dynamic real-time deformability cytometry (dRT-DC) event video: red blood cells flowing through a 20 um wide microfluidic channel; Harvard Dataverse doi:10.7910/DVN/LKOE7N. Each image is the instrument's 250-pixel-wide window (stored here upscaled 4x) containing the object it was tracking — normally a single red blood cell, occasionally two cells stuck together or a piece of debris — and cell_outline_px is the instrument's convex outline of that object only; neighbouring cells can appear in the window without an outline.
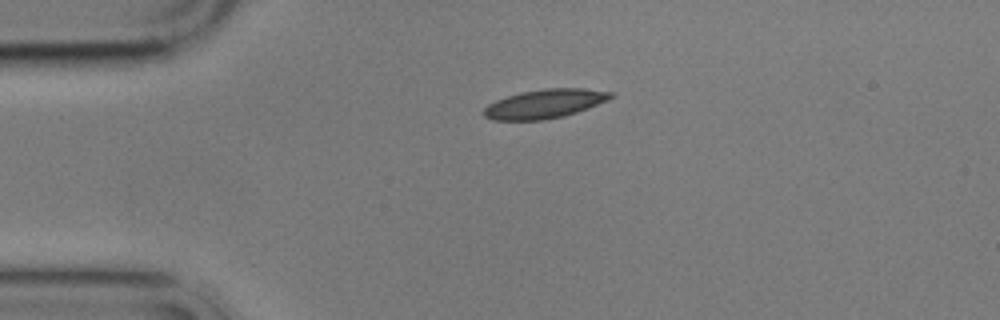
{"species": "common noctule bat (a hibernating species)", "species_latin": "Nyctalus noctula", "temperature_condition": "cold", "stored_images_in_passage": 2, "camera_frame_rate_fps": 3000, "um_per_image_px": 0.085, "animal": {"sex": "male", "body_mass_g": 17.9}, "frame": {"image": 1, "passage_image": 1, "time_ms": 0.0, "image_size_px": [1000, 320], "cell_outline_px": [[612, 96], [608, 100], [588, 108], [564, 116], [544, 120], [492, 120], [484, 116], [480, 112], [488, 104], [496, 100], [520, 92], [544, 88], [584, 88], [612, 92]], "centroid_in_image_um": [46.26, 8.82], "position_along_channel_um": 38.7, "area_um2": 21.5}}